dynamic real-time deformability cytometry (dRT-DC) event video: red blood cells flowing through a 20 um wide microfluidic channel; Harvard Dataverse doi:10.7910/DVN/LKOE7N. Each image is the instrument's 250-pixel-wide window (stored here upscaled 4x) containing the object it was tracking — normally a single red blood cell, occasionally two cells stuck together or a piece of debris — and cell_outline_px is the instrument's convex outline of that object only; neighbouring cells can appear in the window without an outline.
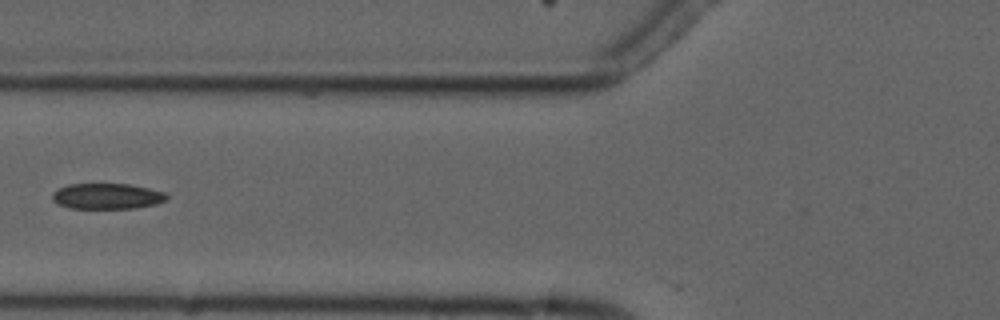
{"species": "common noctule bat (a hibernating species)", "species_latin": "Nyctalus noctula", "temperature_condition": "cold", "stored_images_in_passage": 5, "camera_frame_rate_fps": 3000, "um_per_image_px": 0.085, "animal": {"sex": "male", "forearm_length_mm": 52.5}, "frame": {"image": 1, "passage_image": 5, "time_ms": 5.0, "image_size_px": [1000, 320], "cell_outline_px": [[168, 196], [164, 200], [156, 204], [136, 208], [72, 208], [60, 204], [52, 200], [52, 192], [56, 188], [68, 184], [128, 184], [148, 188], [164, 192]], "centroid_in_image_um": [9.06, 16.67], "position_along_channel_um": 116.7, "area_um2": 17.05}}